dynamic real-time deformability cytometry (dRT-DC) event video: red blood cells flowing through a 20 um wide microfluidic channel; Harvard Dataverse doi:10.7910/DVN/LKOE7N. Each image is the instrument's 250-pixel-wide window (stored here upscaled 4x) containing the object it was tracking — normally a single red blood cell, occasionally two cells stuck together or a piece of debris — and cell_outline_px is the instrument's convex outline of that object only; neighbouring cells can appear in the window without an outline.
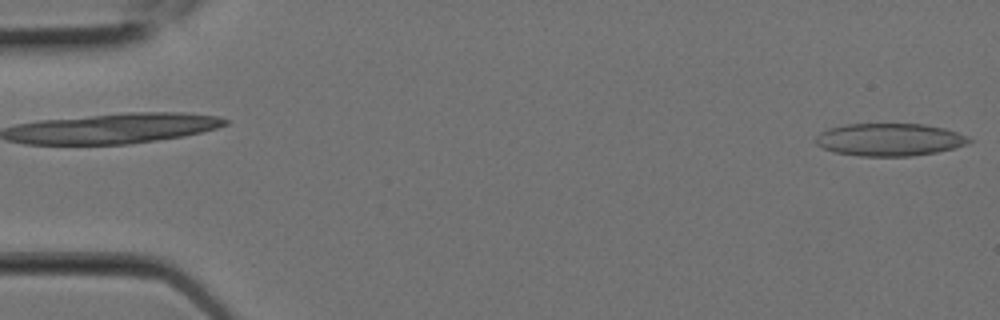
{"species": "Egyptian fruit bat (a non-hibernating species)", "species_latin": "Rousettus aegyptiacus", "temperature_condition": "room temperature", "stored_images_in_passage": 2, "segment_of_instrument_passage": [2, 2], "camera_frame_rate_fps": 3000, "um_per_image_px": 0.085, "animal": {"sex": "female"}, "frame": {"image": 1, "passage_image": 2, "time_ms": 0.333, "image_size_px": [1000, 320], "cell_outline_px": [[972, 140], [968, 144], [936, 152], [912, 156], [860, 156], [836, 152], [824, 148], [816, 144], [816, 136], [820, 132], [828, 128], [844, 124], [924, 124], [944, 128], [968, 136]], "centroid_in_image_um": [75.6, 11.86], "position_along_channel_um": 9.4, "area_um2": 29.07}}